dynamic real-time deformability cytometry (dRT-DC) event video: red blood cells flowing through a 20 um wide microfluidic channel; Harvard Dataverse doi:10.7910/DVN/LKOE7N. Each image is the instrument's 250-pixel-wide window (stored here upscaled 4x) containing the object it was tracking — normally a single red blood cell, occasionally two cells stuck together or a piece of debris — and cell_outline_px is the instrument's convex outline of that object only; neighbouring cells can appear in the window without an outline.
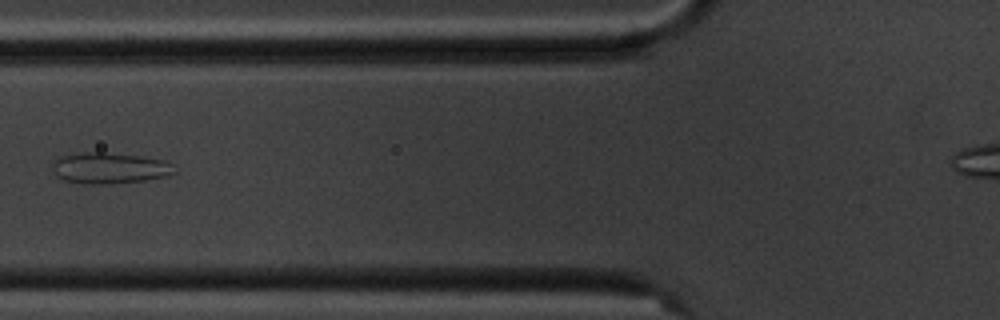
{"species": "common noctule bat (a hibernating species)", "species_latin": "Nyctalus noctula", "temperature_condition": "cold", "stored_images_in_passage": 10, "segment_of_instrument_passage": [1, 2], "camera_frame_rate_fps": 3000, "um_per_image_px": 0.085, "animal": {"sex": "male", "body_mass_g": 20.1, "forearm_length_mm": 53.5}, "frame": {"image": 1, "passage_image": 2, "time_ms": 1.333, "image_size_px": [1000, 320], "cell_outline_px": [[176, 172], [168, 176], [144, 180], [108, 184], [84, 184], [64, 180], [56, 176], [52, 172], [52, 160], [60, 156], [84, 152], [104, 152], [140, 156], [168, 160], [172, 164]], "centroid_in_image_um": [9.29, 14.28], "position_along_channel_um": 116.5, "area_um2": 22.43}}
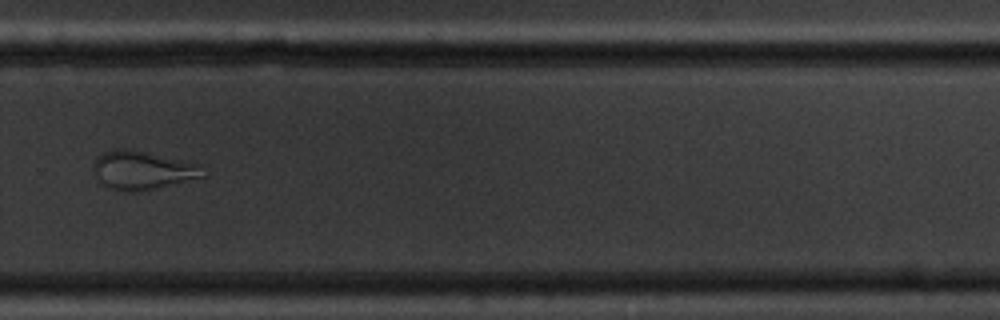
{"frame": {"image": 2, "passage_image": 7, "time_ms": 7.0, "image_size_px": [1000, 320], "cell_outline_px": [[208, 176], [152, 188], [128, 192], [112, 188], [104, 184], [96, 176], [92, 168], [92, 164], [96, 156], [104, 152], [116, 148], [128, 148], [192, 160]], "centroid_in_image_um": [12.12, 14.41], "position_along_channel_um": 317.7, "area_um2": 24.68}}
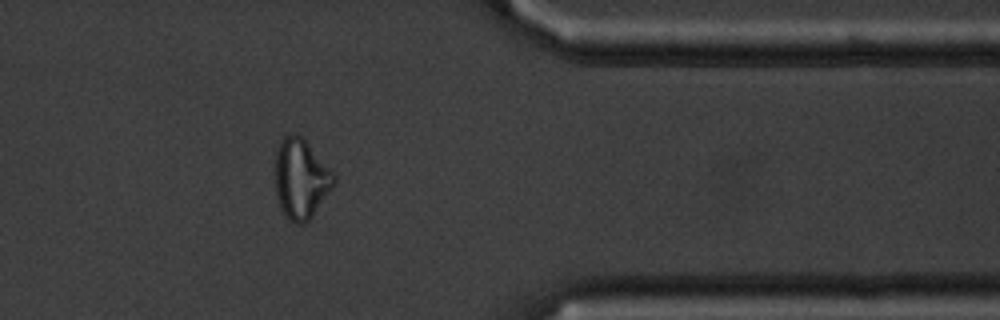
{"frame": {"image": 3, "passage_image": 9, "time_ms": 9.333, "image_size_px": [1000, 320], "cell_outline_px": [[336, 184], [312, 216], [304, 224], [296, 224], [288, 220], [284, 216], [276, 192], [276, 152], [284, 136], [292, 132], [300, 136], [308, 144], [336, 176]], "centroid_in_image_um": [25.59, 15.23], "position_along_channel_um": 385.8, "area_um2": 26.99}}